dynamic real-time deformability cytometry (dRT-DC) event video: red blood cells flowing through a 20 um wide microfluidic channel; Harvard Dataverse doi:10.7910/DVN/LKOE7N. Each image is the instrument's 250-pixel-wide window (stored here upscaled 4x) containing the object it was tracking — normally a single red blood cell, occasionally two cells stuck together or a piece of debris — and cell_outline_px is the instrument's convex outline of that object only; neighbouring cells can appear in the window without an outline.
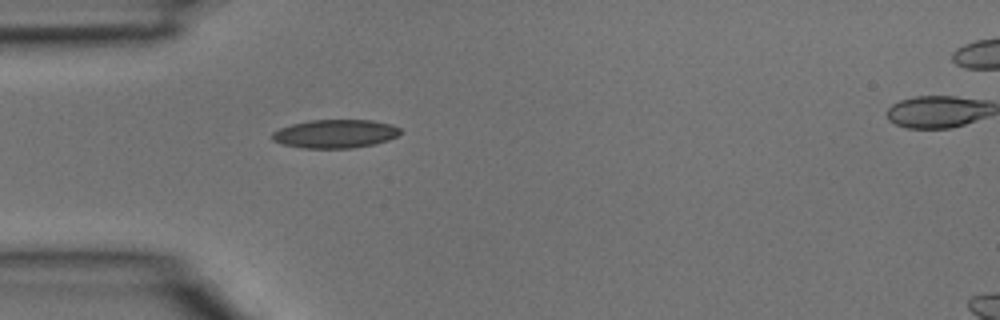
{"species": "common noctule bat (a hibernating species)", "species_latin": "Nyctalus noctula", "temperature_condition": "room temperature", "stored_images_in_passage": 2, "camera_frame_rate_fps": 3000, "um_per_image_px": 0.085, "animal": {"sex": "male", "body_mass_g": 15.6}, "frame": {"image": 1, "passage_image": 1, "time_ms": 0.0, "image_size_px": [1000, 320], "cell_outline_px": [[400, 132], [396, 136], [388, 140], [376, 144], [352, 148], [304, 148], [284, 144], [272, 140], [272, 132], [280, 128], [292, 124], [308, 120], [372, 120], [392, 124], [400, 128]], "centroid_in_image_um": [28.5, 11.37], "position_along_channel_um": 56.5, "area_um2": 21.27}}